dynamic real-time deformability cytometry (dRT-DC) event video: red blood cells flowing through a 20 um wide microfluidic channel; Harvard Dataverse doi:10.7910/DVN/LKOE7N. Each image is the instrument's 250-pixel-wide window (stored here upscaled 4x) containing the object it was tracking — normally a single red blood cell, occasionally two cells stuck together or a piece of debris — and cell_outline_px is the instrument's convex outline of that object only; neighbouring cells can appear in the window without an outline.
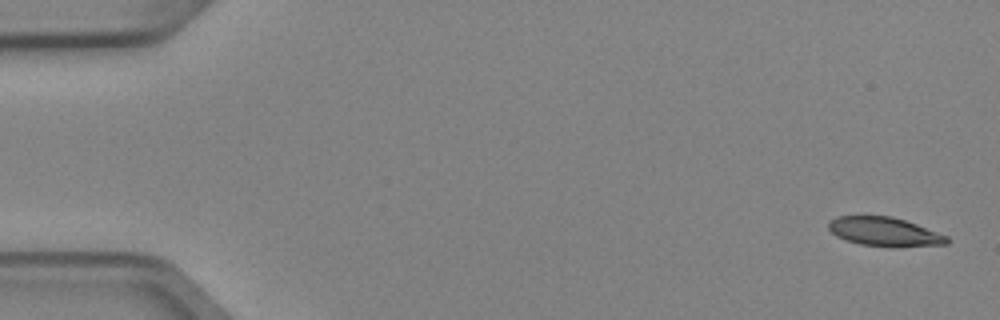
{"species": "Egyptian fruit bat (a non-hibernating species)", "species_latin": "Rousettus aegyptiacus", "temperature_condition": "cold", "stored_images_in_passage": 5, "camera_frame_rate_fps": 3000, "um_per_image_px": 0.085, "animal": {"sex": "female"}, "frame": {"image": 1, "passage_image": 1, "time_ms": 0.0, "image_size_px": [1000, 320], "cell_outline_px": [[952, 240], [948, 244], [896, 248], [888, 248], [860, 244], [836, 236], [828, 228], [828, 220], [836, 216], [892, 216], [916, 224], [948, 236]], "centroid_in_image_um": [75.21, 19.72], "position_along_channel_um": 9.8, "area_um2": 20.35}}
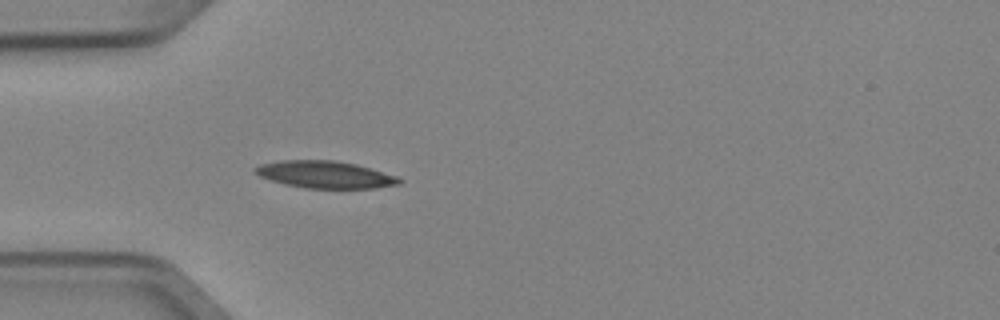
{"frame": {"image": 2, "passage_image": 5, "time_ms": 1.333, "image_size_px": [1000, 320], "cell_outline_px": [[404, 180], [400, 184], [376, 188], [304, 188], [284, 184], [260, 176], [252, 168], [260, 164], [280, 160], [336, 160], [356, 164], [396, 176]], "centroid_in_image_um": [27.64, 14.83], "position_along_channel_um": 57.4, "area_um2": 22.77}}